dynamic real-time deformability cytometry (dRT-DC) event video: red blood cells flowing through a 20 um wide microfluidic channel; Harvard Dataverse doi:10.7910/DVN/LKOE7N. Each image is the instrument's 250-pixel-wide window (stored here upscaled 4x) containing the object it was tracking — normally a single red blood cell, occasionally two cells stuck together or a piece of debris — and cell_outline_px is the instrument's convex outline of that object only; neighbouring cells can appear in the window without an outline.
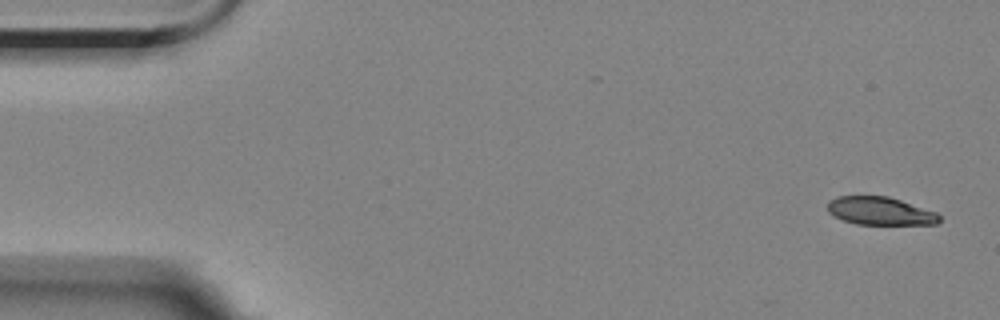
{"species": "Egyptian fruit bat (a non-hibernating species)", "species_latin": "Rousettus aegyptiacus", "temperature_condition": "room temperature", "stored_images_in_passage": 5, "camera_frame_rate_fps": 3000, "um_per_image_px": 0.085, "animal": {"sex": "female"}, "frame": {"image": 1, "passage_image": 1, "time_ms": 0.0, "image_size_px": [1000, 320], "cell_outline_px": [[940, 220], [936, 224], [856, 224], [844, 220], [828, 212], [828, 200], [836, 196], [888, 196], [936, 212], [940, 216]], "centroid_in_image_um": [74.8, 17.93], "position_along_channel_um": 10.2, "area_um2": 18.09}}
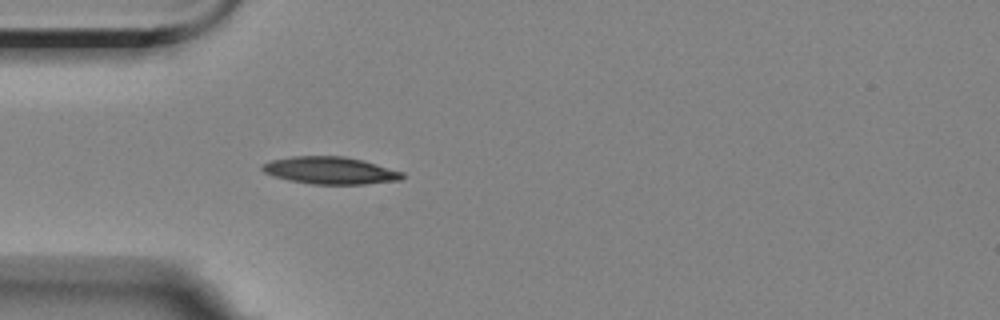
{"frame": {"image": 2, "passage_image": 5, "time_ms": 4.667, "image_size_px": [1000, 320], "cell_outline_px": [[404, 176], [400, 180], [364, 184], [312, 184], [288, 180], [272, 176], [264, 172], [260, 168], [264, 164], [272, 160], [292, 156], [344, 156], [364, 160], [404, 172]], "centroid_in_image_um": [28.08, 14.49], "position_along_channel_um": 56.9, "area_um2": 22.31}}